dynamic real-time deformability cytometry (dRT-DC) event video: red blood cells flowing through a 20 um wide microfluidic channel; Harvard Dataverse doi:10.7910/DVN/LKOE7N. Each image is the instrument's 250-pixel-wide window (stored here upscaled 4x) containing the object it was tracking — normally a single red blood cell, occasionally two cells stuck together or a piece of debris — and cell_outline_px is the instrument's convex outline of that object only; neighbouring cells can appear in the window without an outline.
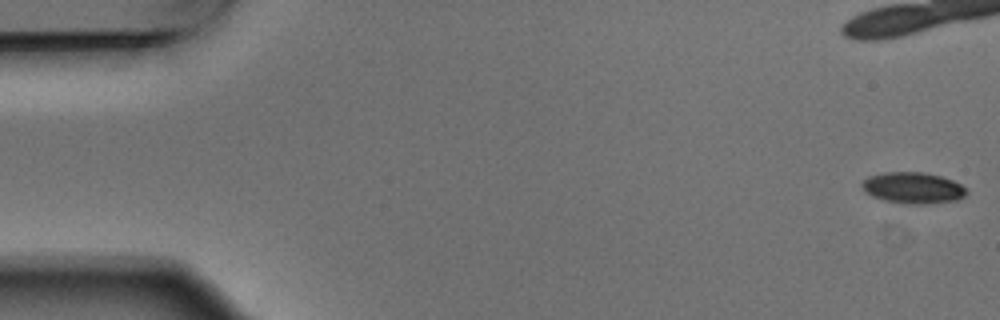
{"species": "Egyptian fruit bat (a non-hibernating species)", "species_latin": "Rousettus aegyptiacus", "temperature_condition": "warm", "stored_images_in_passage": 7, "camera_frame_rate_fps": 3000, "um_per_image_px": 0.085, "animal": {"sex": "male"}, "frame": {"image": 1, "passage_image": 1, "time_ms": 0.0, "image_size_px": [1000, 320], "cell_outline_px": [[968, 192], [964, 196], [956, 200], [928, 204], [900, 204], [884, 200], [872, 196], [860, 184], [868, 176], [884, 172], [924, 172], [940, 176], [952, 180], [968, 188]], "centroid_in_image_um": [77.63, 15.97], "position_along_channel_um": 7.4, "area_um2": 19.13}}
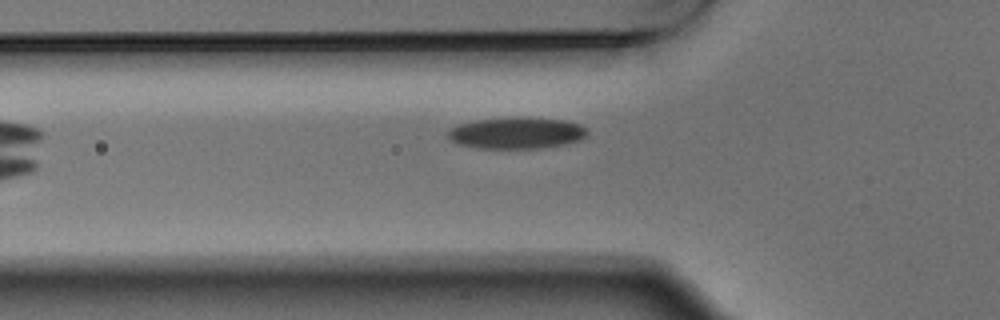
{"frame": {"image": 2, "passage_image": 6, "time_ms": 1.667, "image_size_px": [1000, 320], "cell_outline_px": [[588, 136], [580, 140], [564, 144], [536, 148], [476, 148], [460, 144], [448, 140], [448, 132], [452, 128], [460, 124], [476, 120], [512, 116], [524, 116], [564, 120], [580, 124], [588, 128]], "centroid_in_image_um": [43.94, 11.28], "position_along_channel_um": 81.9, "area_um2": 25.89}}
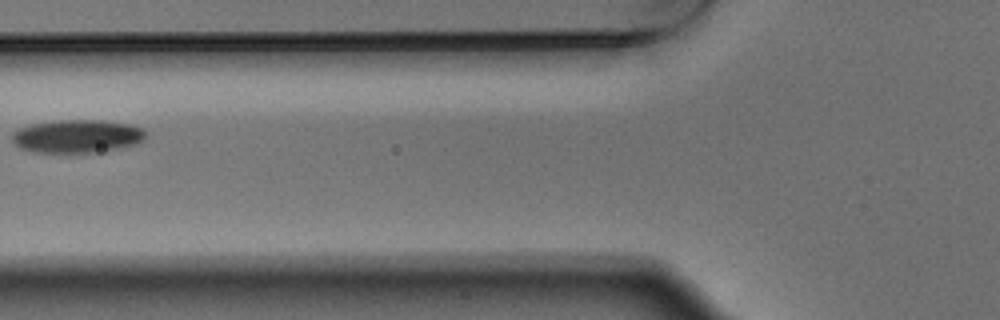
{"frame": {"image": 3, "passage_image": 7, "time_ms": 2.0, "image_size_px": [1000, 320], "cell_outline_px": [[148, 136], [144, 140], [136, 144], [120, 148], [96, 152], [32, 152], [20, 148], [12, 140], [12, 136], [20, 128], [32, 124], [52, 120], [104, 120], [132, 124], [144, 128]], "centroid_in_image_um": [6.63, 11.57], "position_along_channel_um": 119.2, "area_um2": 26.01}}